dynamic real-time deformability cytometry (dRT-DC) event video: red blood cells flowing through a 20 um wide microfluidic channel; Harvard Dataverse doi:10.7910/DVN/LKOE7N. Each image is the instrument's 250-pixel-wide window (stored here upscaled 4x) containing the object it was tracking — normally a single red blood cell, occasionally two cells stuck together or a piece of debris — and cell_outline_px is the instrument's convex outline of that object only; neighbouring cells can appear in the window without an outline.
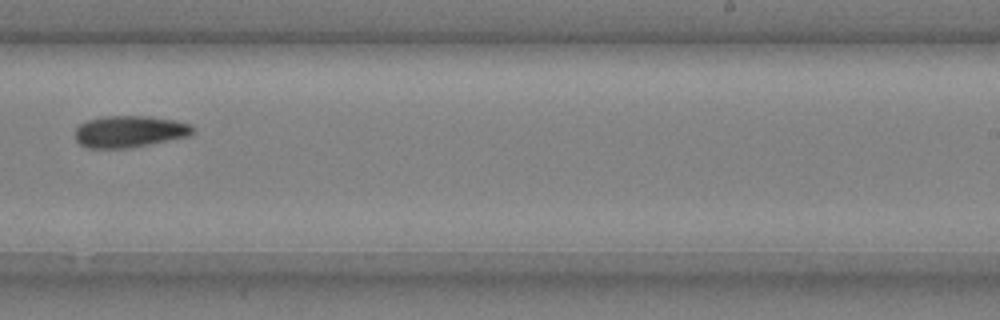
{"species": "common noctule bat (a hibernating species)", "species_latin": "Nyctalus noctula", "temperature_condition": "cold", "stored_images_in_passage": 10, "camera_frame_rate_fps": 3000, "um_per_image_px": 0.085, "animal": {"sex": "male", "body_mass_g": 20.4}, "frame": {"image": 1, "passage_image": 9, "time_ms": 2.667, "image_size_px": [1000, 320], "cell_outline_px": [[196, 132], [192, 136], [132, 148], [88, 148], [80, 144], [76, 140], [76, 128], [80, 124], [88, 120], [104, 116], [148, 116], [176, 120], [192, 124], [196, 128]], "centroid_in_image_um": [11.1, 11.18], "position_along_channel_um": 277.9, "area_um2": 22.2}}
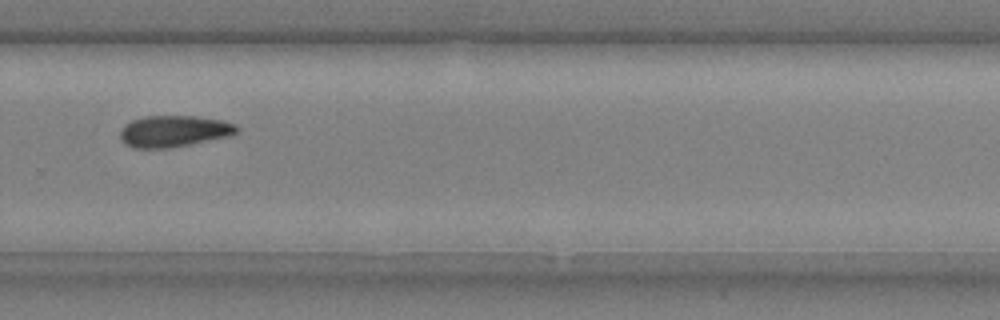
{"frame": {"image": 2, "passage_image": 10, "time_ms": 3.0, "image_size_px": [1000, 320], "cell_outline_px": [[240, 128], [236, 132], [228, 136], [192, 144], [172, 148], [132, 148], [124, 144], [120, 140], [120, 128], [124, 124], [132, 120], [144, 116], [192, 116], [224, 120], [236, 124]], "centroid_in_image_um": [14.74, 11.16], "position_along_channel_um": 315.1, "area_um2": 21.68}}